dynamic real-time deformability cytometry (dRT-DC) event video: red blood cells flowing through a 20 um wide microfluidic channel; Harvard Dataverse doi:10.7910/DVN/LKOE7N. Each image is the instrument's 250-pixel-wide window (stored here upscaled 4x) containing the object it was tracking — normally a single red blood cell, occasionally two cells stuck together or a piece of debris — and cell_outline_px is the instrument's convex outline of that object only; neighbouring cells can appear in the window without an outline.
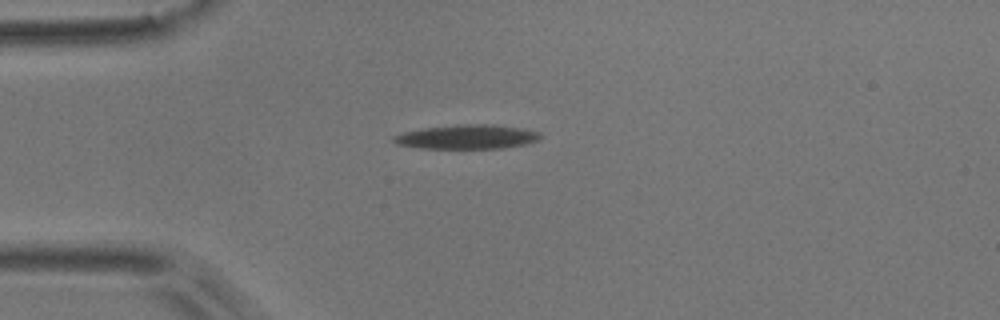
{"species": "common noctule bat (a hibernating species)", "species_latin": "Nyctalus noctula", "temperature_condition": "room temperature", "stored_images_in_passage": 9, "camera_frame_rate_fps": 3000, "um_per_image_px": 0.085, "animal": {"sex": "male", "body_mass_g": 17.9}, "frame": {"image": 1, "passage_image": 3, "time_ms": 0.667, "image_size_px": [1000, 320], "cell_outline_px": [[544, 136], [536, 140], [524, 144], [504, 148], [420, 148], [396, 144], [392, 140], [392, 136], [404, 132], [424, 128], [460, 124], [492, 124], [524, 128], [540, 132]], "centroid_in_image_um": [39.72, 11.62], "position_along_channel_um": 45.3, "area_um2": 20.75}}
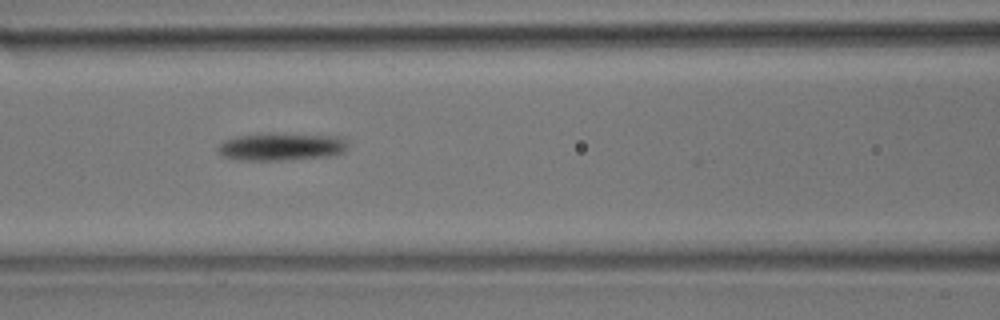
{"frame": {"image": 2, "passage_image": 6, "time_ms": 1.667, "image_size_px": [1000, 320], "cell_outline_px": [[348, 148], [344, 152], [328, 156], [280, 160], [244, 160], [224, 156], [220, 152], [220, 144], [224, 140], [240, 136], [268, 132], [272, 132], [344, 136], [348, 144]], "centroid_in_image_um": [24.01, 12.43], "position_along_channel_um": 142.6, "area_um2": 21.1}}
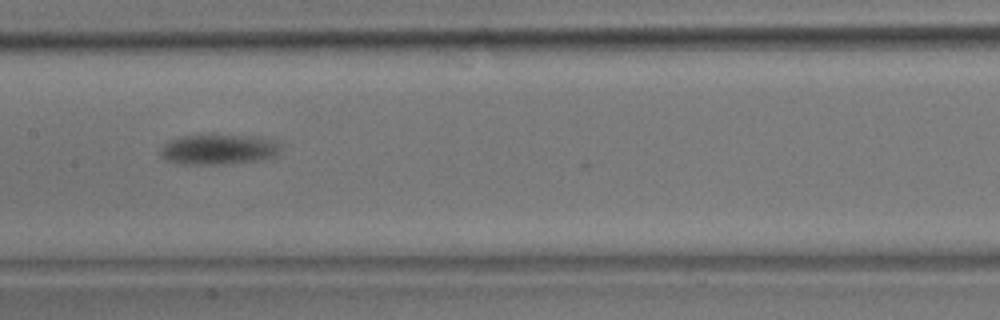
{"frame": {"image": 3, "passage_image": 7, "time_ms": 2.0, "image_size_px": [1000, 320], "cell_outline_px": [[280, 148], [272, 156], [256, 160], [216, 164], [180, 164], [164, 160], [160, 156], [160, 152], [164, 144], [168, 140], [184, 136], [212, 132], [216, 132], [260, 136], [276, 140], [280, 144]], "centroid_in_image_um": [18.53, 12.63], "position_along_channel_um": 188.9, "area_um2": 21.91}}